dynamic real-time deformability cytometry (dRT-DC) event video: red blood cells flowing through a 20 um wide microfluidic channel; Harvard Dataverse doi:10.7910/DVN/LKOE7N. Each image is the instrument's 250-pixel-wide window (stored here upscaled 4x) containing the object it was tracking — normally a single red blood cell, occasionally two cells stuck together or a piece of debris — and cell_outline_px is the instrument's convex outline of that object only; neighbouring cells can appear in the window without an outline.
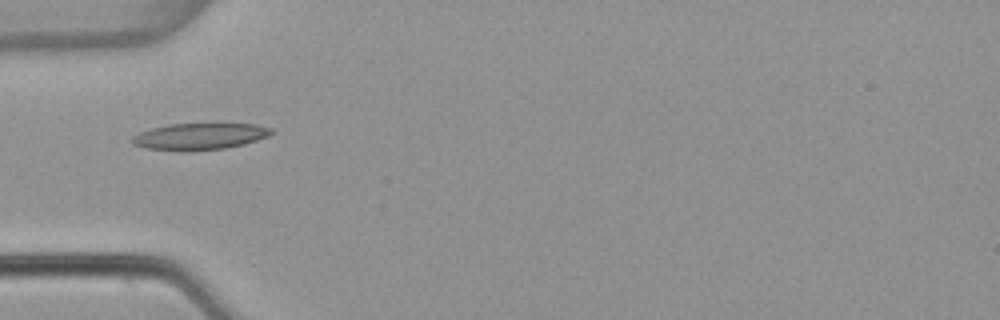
{"species": "common noctule bat (a hibernating species)", "species_latin": "Nyctalus noctula", "temperature_condition": "warm", "stored_images_in_passage": 3, "camera_frame_rate_fps": 3000, "um_per_image_px": 0.085, "animal": {"sex": "female", "body_mass_g": 22.7, "forearm_length_mm": 54.2}, "frame": {"image": 1, "passage_image": 1, "time_ms": 0.0, "image_size_px": [1000, 320], "cell_outline_px": [[276, 132], [268, 136], [244, 144], [224, 148], [188, 152], [180, 152], [144, 148], [132, 144], [128, 140], [132, 136], [140, 132], [152, 128], [168, 124], [256, 124], [272, 128]], "centroid_in_image_um": [16.92, 11.61], "position_along_channel_um": 68.1, "area_um2": 21.96}}
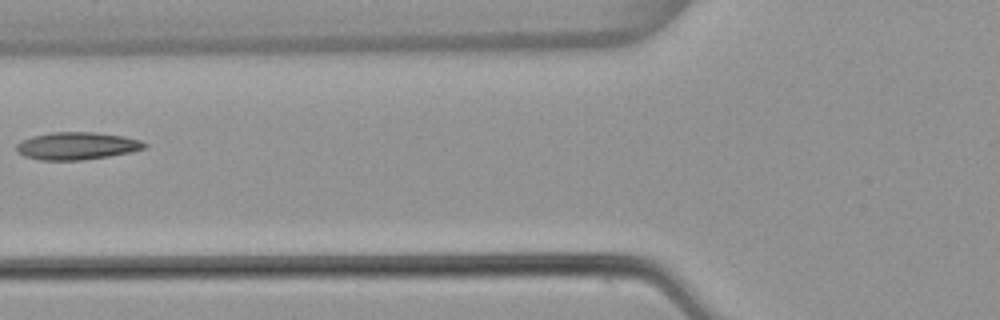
{"frame": {"image": 2, "passage_image": 2, "time_ms": 0.333, "image_size_px": [1000, 320], "cell_outline_px": [[148, 148], [132, 152], [108, 156], [80, 160], [40, 160], [24, 156], [16, 152], [16, 144], [20, 140], [32, 136], [52, 132], [96, 132], [124, 136], [140, 140], [148, 144]], "centroid_in_image_um": [6.54, 12.39], "position_along_channel_um": 119.3, "area_um2": 20.75}}
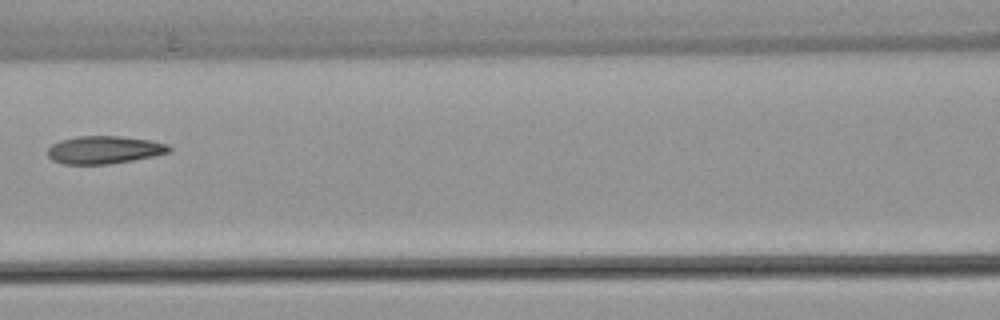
{"frame": {"image": 3, "passage_image": 3, "time_ms": 0.667, "image_size_px": [1000, 320], "cell_outline_px": [[172, 152], [132, 160], [108, 164], [64, 164], [52, 160], [48, 156], [48, 148], [52, 144], [60, 140], [80, 136], [120, 136], [148, 140], [168, 144], [172, 148]], "centroid_in_image_um": [8.86, 12.73], "position_along_channel_um": 157.7, "area_um2": 19.59}}